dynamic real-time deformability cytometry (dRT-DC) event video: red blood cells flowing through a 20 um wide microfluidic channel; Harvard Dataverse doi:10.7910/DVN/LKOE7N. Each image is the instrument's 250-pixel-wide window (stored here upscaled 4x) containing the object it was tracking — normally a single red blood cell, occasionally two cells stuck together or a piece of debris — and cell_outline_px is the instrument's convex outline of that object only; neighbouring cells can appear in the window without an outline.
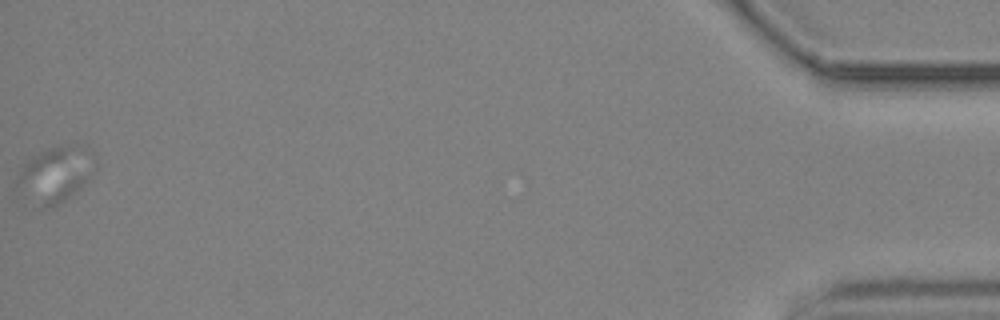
{"species": "common noctule bat (a hibernating species)", "species_latin": "Nyctalus noctula", "temperature_condition": "cold", "stored_images_in_passage": 46, "segment_of_instrument_passage": [2, 2], "camera_frame_rate_fps": 3000, "um_per_image_px": 0.085, "animal": {"sex": "male", "body_mass_g": 19.2, "forearm_length_mm": 51.8}, "frame": {"image": 1, "passage_image": 46, "time_ms": 15.0, "image_size_px": [1000, 320], "cell_outline_px": [[96, 172], [76, 192], [60, 204], [52, 208], [44, 208], [44, 200], [80, 148], [84, 144], [88, 144], [96, 152]], "centroid_in_image_um": [6.21, 15.03], "position_along_channel_um": 429.0, "area_um2": 10.92}}